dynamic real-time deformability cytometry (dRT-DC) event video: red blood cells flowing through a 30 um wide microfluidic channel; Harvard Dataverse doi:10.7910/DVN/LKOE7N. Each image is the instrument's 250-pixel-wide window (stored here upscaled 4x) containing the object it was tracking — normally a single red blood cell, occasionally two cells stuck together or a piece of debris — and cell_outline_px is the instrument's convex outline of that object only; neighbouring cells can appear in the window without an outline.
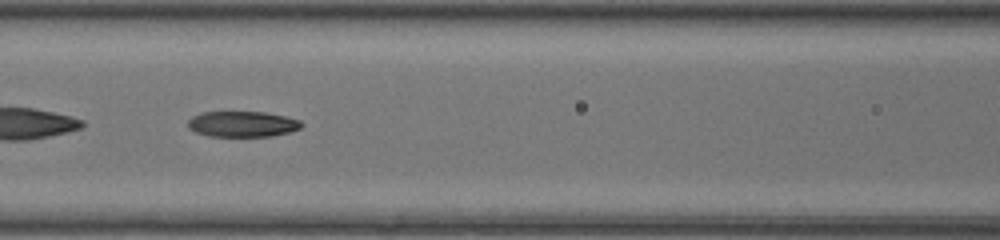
{"species": "common noctule bat (a hibernating species)", "species_latin": "Nyctalus noctula", "temperature_condition": "room temperature", "stored_images_in_passage": 47, "segment_of_instrument_passage": [2, 2], "camera_frame_rate_fps": 3000, "um_per_image_px": 0.085, "animal": {"sex": "female", "body_mass_g": 20.0, "forearm_length_mm": 54.0}, "frame": {"image": 1, "passage_image": 22, "time_ms": 7.0, "image_size_px": [1000, 240], "cell_outline_px": [[300, 128], [288, 132], [272, 136], [208, 136], [196, 132], [188, 128], [188, 120], [192, 116], [204, 112], [264, 112], [284, 116], [300, 120]], "centroid_in_image_um": [20.56, 10.54], "position_along_channel_um": 146.0, "area_um2": 16.82}}
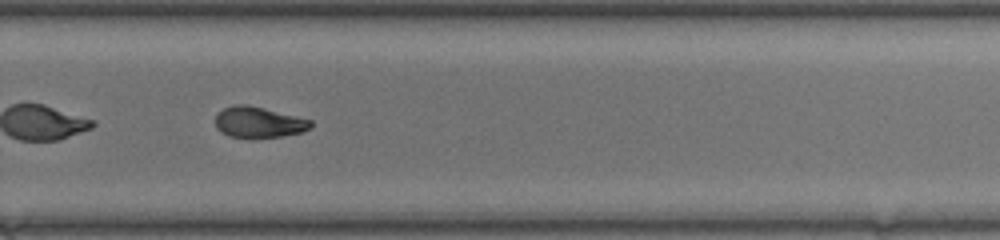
{"frame": {"image": 2, "passage_image": 33, "time_ms": 10.667, "image_size_px": [1000, 240], "cell_outline_px": [[312, 128], [300, 132], [280, 136], [252, 140], [228, 136], [220, 132], [216, 128], [216, 116], [224, 108], [236, 104], [244, 104], [264, 108], [312, 120]], "centroid_in_image_um": [21.97, 10.43], "position_along_channel_um": 307.8, "area_um2": 17.46}}
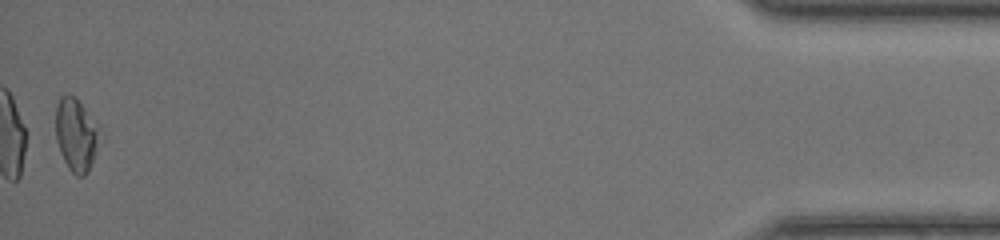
{"frame": {"image": 3, "passage_image": 47, "time_ms": 15.333, "image_size_px": [1000, 240], "cell_outline_px": [[96, 152], [88, 172], [84, 176], [76, 176], [68, 168], [60, 152], [56, 140], [56, 108], [60, 96], [72, 96], [80, 104], [96, 132]], "centroid_in_image_um": [6.37, 11.55], "position_along_channel_um": 428.8, "area_um2": 17.28}}